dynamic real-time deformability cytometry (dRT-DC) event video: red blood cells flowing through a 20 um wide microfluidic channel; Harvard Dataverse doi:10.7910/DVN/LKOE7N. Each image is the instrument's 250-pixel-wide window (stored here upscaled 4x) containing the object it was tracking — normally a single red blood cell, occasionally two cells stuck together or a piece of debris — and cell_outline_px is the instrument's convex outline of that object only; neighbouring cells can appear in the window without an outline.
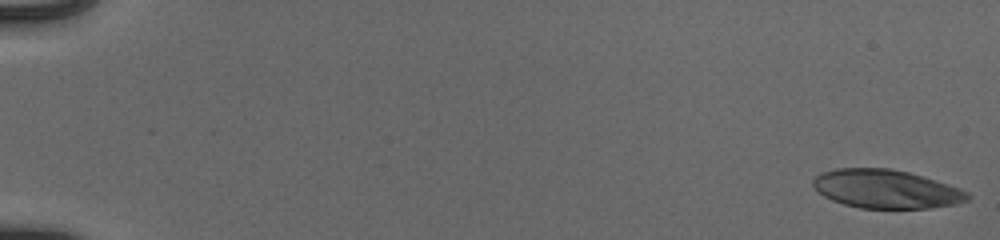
{"species": "human", "species_latin": "Homo sapiens", "temperature_condition": "cold", "stored_images_in_passage": 54, "camera_frame_rate_fps": 3000, "um_per_image_px": 0.085, "donor": {"sex": "male"}, "frame": {"image": 1, "passage_image": 1, "time_ms": 0.0, "image_size_px": [1000, 240], "cell_outline_px": [[972, 196], [968, 200], [956, 204], [928, 208], [860, 208], [844, 204], [832, 200], [824, 196], [812, 184], [812, 180], [820, 172], [836, 168], [888, 168], [908, 172], [948, 184], [960, 188], [968, 192]], "centroid_in_image_um": [75.32, 16.06], "position_along_channel_um": 9.7, "area_um2": 34.68}}
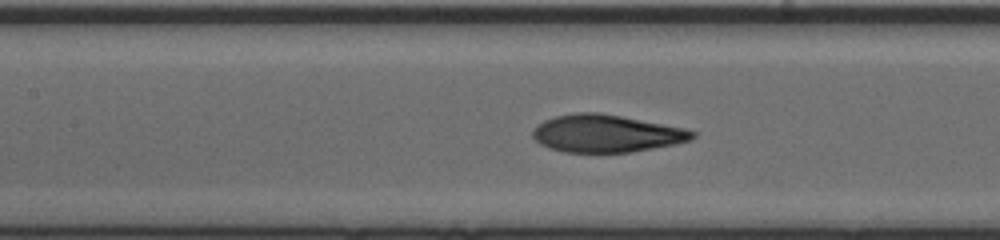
{"frame": {"image": 2, "passage_image": 27, "time_ms": 8.667, "image_size_px": [1000, 240], "cell_outline_px": [[696, 136], [688, 140], [676, 144], [632, 152], [564, 152], [548, 148], [540, 144], [532, 136], [532, 132], [544, 120], [556, 116], [576, 112], [600, 112], [684, 128], [696, 132]], "centroid_in_image_um": [51.53, 11.35], "position_along_channel_um": 155.9, "area_um2": 34.74}}
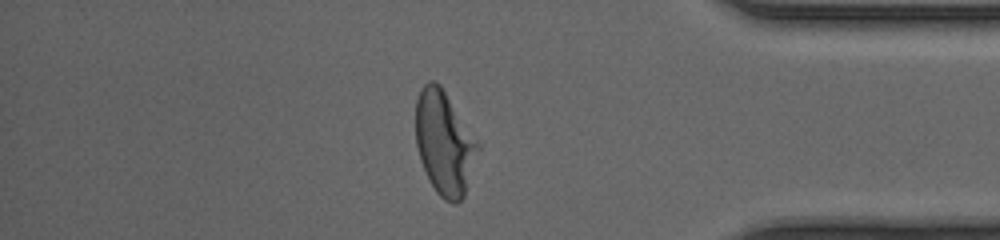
{"frame": {"image": 3, "passage_image": 47, "time_ms": 15.333, "image_size_px": [1000, 240], "cell_outline_px": [[480, 148], [464, 196], [456, 204], [452, 204], [444, 200], [436, 192], [428, 180], [420, 160], [416, 144], [416, 100], [420, 88], [428, 80], [432, 80], [440, 84], [480, 144]], "centroid_in_image_um": [37.76, 12.16], "position_along_channel_um": 397.4, "area_um2": 37.74}, "authors_computed_cell_mechanics": {"area_um2": 35.7204, "velocity_mm_per_s": 3.9406, "shape_relaxation_time_tau1_ms": 3.9186, "shape_relaxation_time_tau2_ms": 1.3264, "deformation_change_tau1": 0.1768, "deformation_change_tau2": 0.0837}}